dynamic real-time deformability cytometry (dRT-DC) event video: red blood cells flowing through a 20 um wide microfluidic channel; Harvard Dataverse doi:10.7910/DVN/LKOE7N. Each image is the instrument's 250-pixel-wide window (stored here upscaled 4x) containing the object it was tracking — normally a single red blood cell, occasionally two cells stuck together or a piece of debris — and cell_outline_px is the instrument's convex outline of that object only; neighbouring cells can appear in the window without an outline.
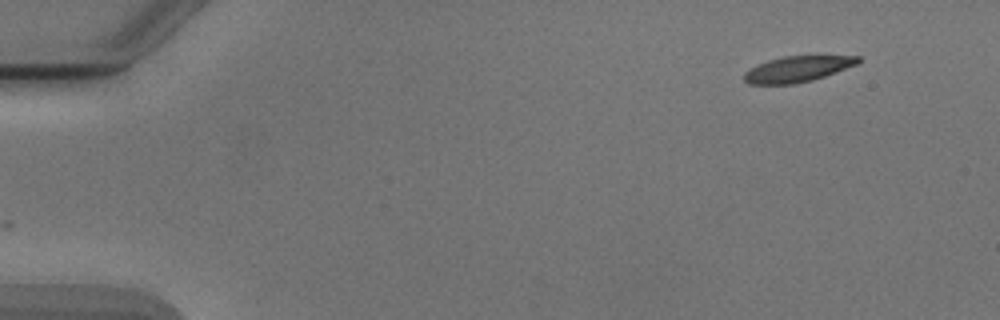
{"species": "Egyptian fruit bat (a non-hibernating species)", "species_latin": "Rousettus aegyptiacus", "temperature_condition": "cold", "stored_images_in_passage": 49, "camera_frame_rate_fps": 3000, "um_per_image_px": 0.085, "animal": {"sex": "male"}, "frame": {"image": 1, "passage_image": 1, "time_ms": 0.0, "image_size_px": [1000, 320], "cell_outline_px": [[860, 60], [856, 64], [836, 72], [812, 80], [792, 84], [748, 84], [744, 80], [744, 72], [768, 60], [784, 56], [816, 52], [860, 56]], "centroid_in_image_um": [67.89, 5.8], "position_along_channel_um": 17.1, "area_um2": 17.92}}
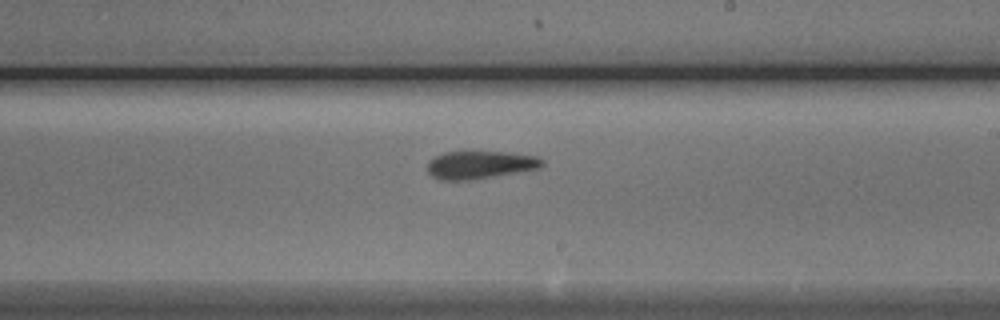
{"frame": {"image": 2, "passage_image": 28, "time_ms": 9.0, "image_size_px": [1000, 320], "cell_outline_px": [[544, 164], [540, 168], [516, 172], [464, 180], [440, 180], [432, 176], [428, 172], [428, 160], [432, 156], [444, 152], [512, 152], [540, 156], [544, 160]], "centroid_in_image_um": [40.81, 13.98], "position_along_channel_um": 248.2, "area_um2": 18.61}}
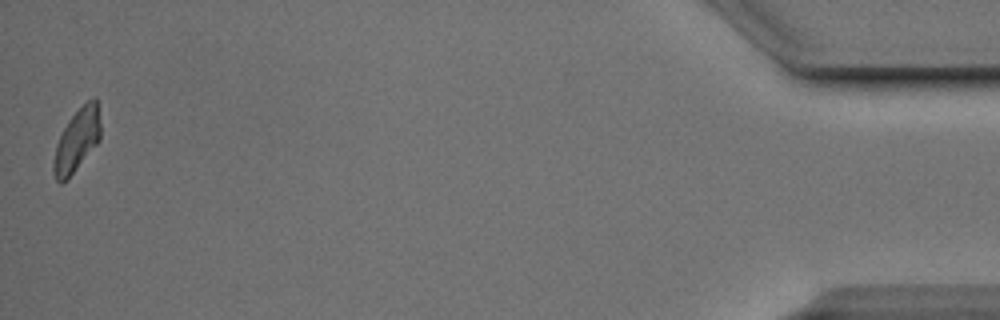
{"frame": {"image": 3, "passage_image": 49, "time_ms": 16.0, "image_size_px": [1000, 320], "cell_outline_px": [[100, 140], [72, 172], [60, 184], [56, 180], [52, 172], [52, 164], [56, 144], [68, 120], [88, 100], [96, 96], [100, 124]], "centroid_in_image_um": [6.52, 11.91], "position_along_channel_um": 428.7, "area_um2": 16.7}, "authors_computed_cell_mechanics": {"area_um2": 18.4382, "velocity_mm_per_s": 3.8693, "shape_relaxation_time_tau1_ms": null, "shape_relaxation_time_tau2_ms": 3.7101, "deformation_change_tau1": null, "deformation_change_tau2": 0.1231}}